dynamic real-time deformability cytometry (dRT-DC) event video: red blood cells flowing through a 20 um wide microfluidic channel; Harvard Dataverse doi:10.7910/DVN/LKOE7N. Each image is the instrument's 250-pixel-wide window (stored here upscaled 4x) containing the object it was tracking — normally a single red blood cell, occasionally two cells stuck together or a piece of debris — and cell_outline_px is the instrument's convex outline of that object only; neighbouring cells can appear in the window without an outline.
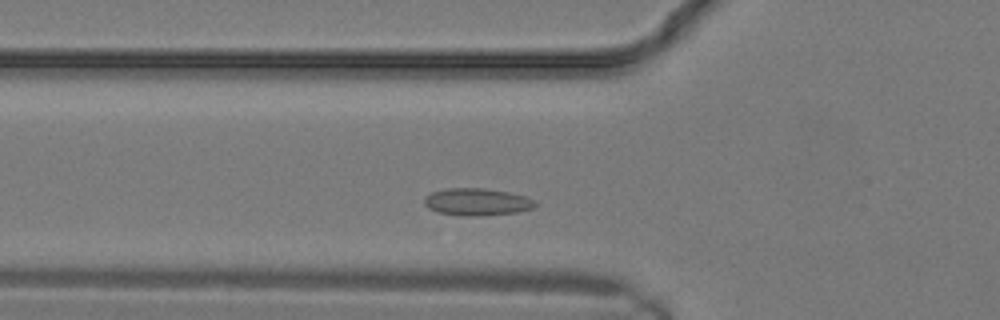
{"species": "common noctule bat (a hibernating species)", "species_latin": "Nyctalus noctula", "temperature_condition": "warm", "stored_images_in_passage": 9, "camera_frame_rate_fps": 3000, "um_per_image_px": 0.085, "animal": {"sex": "male", "body_mass_g": 19.2, "forearm_length_mm": 51.8}, "frame": {"image": 1, "passage_image": 2, "time_ms": 0.333, "image_size_px": [1000, 320], "cell_outline_px": [[536, 204], [532, 208], [520, 212], [480, 216], [464, 216], [440, 212], [428, 208], [424, 204], [424, 200], [432, 192], [448, 188], [484, 188], [508, 192], [524, 196], [536, 200]], "centroid_in_image_um": [40.58, 17.16], "position_along_channel_um": 85.2, "area_um2": 17.51}}
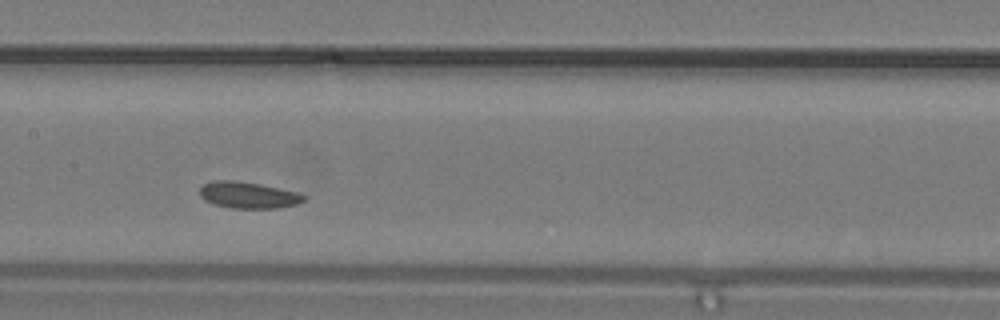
{"frame": {"image": 2, "passage_image": 6, "time_ms": 1.667, "image_size_px": [1000, 320], "cell_outline_px": [[308, 200], [296, 204], [280, 208], [232, 208], [212, 204], [204, 200], [200, 196], [200, 188], [204, 184], [212, 180], [236, 180], [260, 184], [280, 188], [296, 192], [308, 196]], "centroid_in_image_um": [21.12, 16.58], "position_along_channel_um": 186.3, "area_um2": 16.3}}
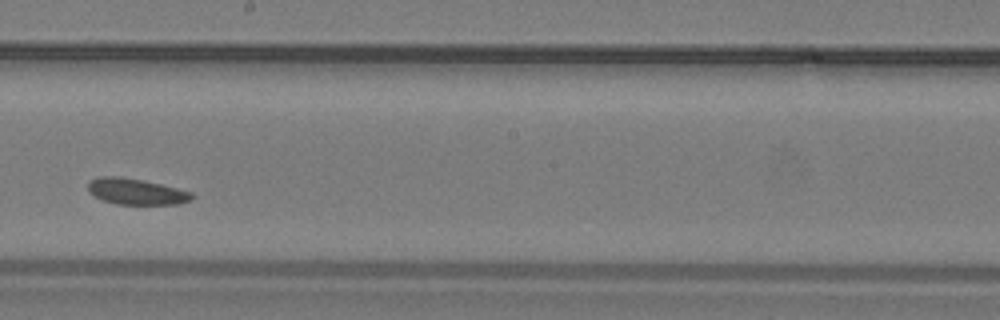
{"frame": {"image": 3, "passage_image": 8, "time_ms": 2.333, "image_size_px": [1000, 320], "cell_outline_px": [[196, 196], [192, 200], [176, 204], [116, 204], [104, 200], [88, 192], [88, 184], [92, 180], [100, 176], [120, 176], [160, 184], [192, 192]], "centroid_in_image_um": [11.6, 16.28], "position_along_channel_um": 236.6, "area_um2": 15.61}}